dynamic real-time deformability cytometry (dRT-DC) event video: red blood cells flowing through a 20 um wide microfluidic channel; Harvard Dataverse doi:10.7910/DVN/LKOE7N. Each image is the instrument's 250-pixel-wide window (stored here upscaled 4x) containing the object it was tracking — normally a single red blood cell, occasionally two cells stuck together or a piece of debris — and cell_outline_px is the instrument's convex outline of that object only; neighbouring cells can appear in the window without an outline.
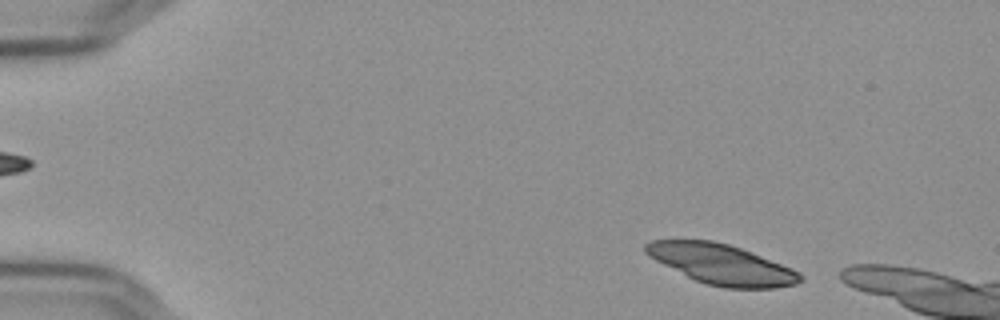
{"species": "Egyptian fruit bat (a non-hibernating species)", "species_latin": "Rousettus aegyptiacus", "temperature_condition": "cold", "stored_images_in_passage": 14, "camera_frame_rate_fps": 3000, "um_per_image_px": 0.085, "frame": {"image": 1, "passage_image": 3, "time_ms": 0.667, "image_size_px": [1000, 320], "cell_outline_px": [[804, 280], [796, 284], [776, 288], [724, 288], [704, 284], [648, 256], [644, 252], [644, 244], [652, 240], [712, 240], [728, 244], [740, 248], [792, 268], [800, 272], [804, 276]], "centroid_in_image_um": [61.36, 22.47], "position_along_channel_um": 23.6, "area_um2": 35.95}}